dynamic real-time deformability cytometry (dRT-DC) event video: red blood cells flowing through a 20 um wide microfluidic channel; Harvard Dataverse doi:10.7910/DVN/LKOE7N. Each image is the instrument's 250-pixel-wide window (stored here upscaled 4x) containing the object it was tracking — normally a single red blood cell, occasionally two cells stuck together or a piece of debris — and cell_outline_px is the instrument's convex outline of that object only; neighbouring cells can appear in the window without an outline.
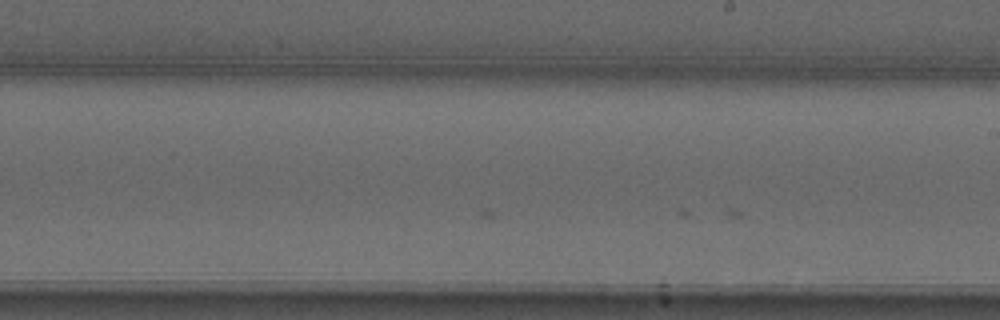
{"species": "common noctule bat (a hibernating species)", "species_latin": "Nyctalus noctula", "temperature_condition": "warm", "stored_images_in_passage": 21, "camera_frame_rate_fps": 3000, "um_per_image_px": 0.085, "animal": {"sex": "male", "forearm_length_mm": 52.5}, "frame": {"image": 1, "passage_image": 19, "time_ms": 6.0, "image_size_px": [1000, 320], "cell_outline_px": [[760, 268], [752, 272], [664, 304], [660, 304], [656, 272], [672, 268], [724, 264], [756, 264]], "centroid_in_image_um": [59.23, 23.72], "position_along_channel_um": 229.8, "area_um2": 15.95}}